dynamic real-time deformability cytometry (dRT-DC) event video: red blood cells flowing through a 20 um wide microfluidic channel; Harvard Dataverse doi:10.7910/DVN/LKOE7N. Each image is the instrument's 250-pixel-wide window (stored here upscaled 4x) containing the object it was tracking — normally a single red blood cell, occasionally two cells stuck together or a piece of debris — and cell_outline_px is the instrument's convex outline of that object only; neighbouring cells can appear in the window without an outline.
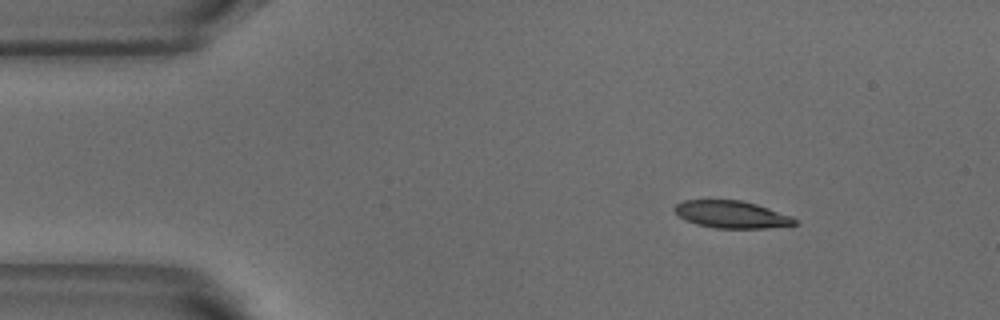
{"species": "common noctule bat (a hibernating species)", "species_latin": "Nyctalus noctula", "temperature_condition": "warm", "stored_images_in_passage": 2, "camera_frame_rate_fps": 3000, "um_per_image_px": 0.085, "animal": {"sex": "male", "body_mass_g": 18.8}, "frame": {"image": 1, "passage_image": 1, "time_ms": 0.0, "image_size_px": [1000, 320], "cell_outline_px": [[800, 224], [764, 228], [716, 228], [696, 224], [680, 216], [672, 208], [676, 204], [684, 200], [740, 200], [756, 204], [792, 216]], "centroid_in_image_um": [62.2, 18.23], "position_along_channel_um": 22.8, "area_um2": 18.96}}